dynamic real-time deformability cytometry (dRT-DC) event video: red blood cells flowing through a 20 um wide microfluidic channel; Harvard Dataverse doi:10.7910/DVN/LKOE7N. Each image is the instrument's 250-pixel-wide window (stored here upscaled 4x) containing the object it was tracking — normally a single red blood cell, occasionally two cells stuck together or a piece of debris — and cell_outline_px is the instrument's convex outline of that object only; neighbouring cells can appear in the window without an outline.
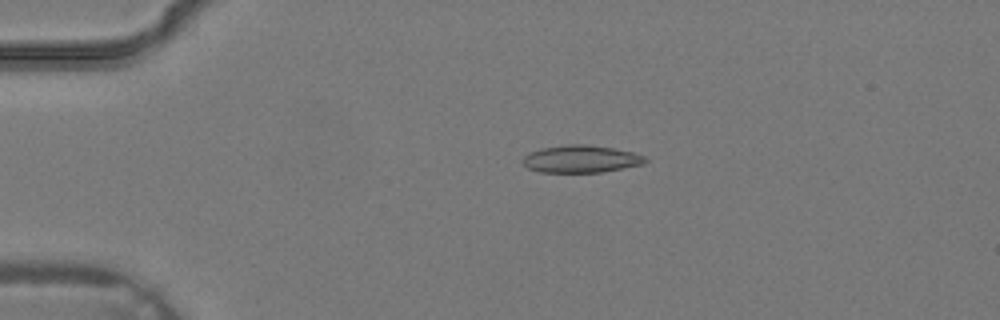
{"species": "common noctule bat (a hibernating species)", "species_latin": "Nyctalus noctula", "temperature_condition": "warm", "stored_images_in_passage": 24, "camera_frame_rate_fps": 3000, "um_per_image_px": 0.085, "animal": {"sex": "male", "body_mass_g": 19.2, "forearm_length_mm": 51.8}, "frame": {"image": 1, "passage_image": 9, "time_ms": 2.667, "image_size_px": [1000, 320], "cell_outline_px": [[648, 160], [644, 164], [600, 172], [540, 172], [528, 168], [520, 160], [528, 152], [540, 148], [568, 144], [588, 144], [612, 148], [632, 152], [644, 156]], "centroid_in_image_um": [49.34, 13.5], "position_along_channel_um": 35.7, "area_um2": 19.59}}
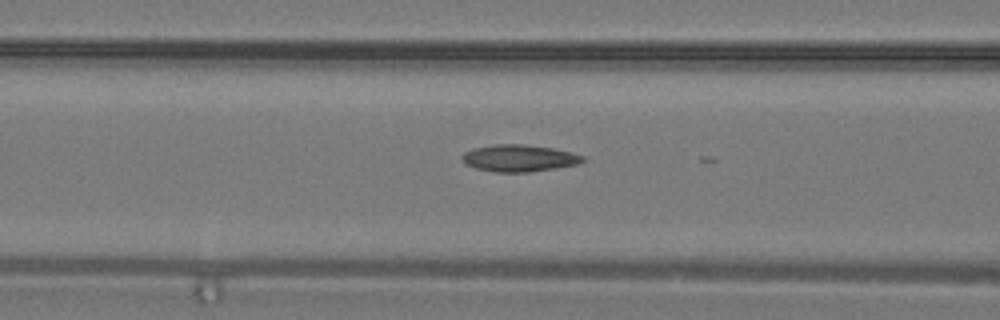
{"frame": {"image": 2, "passage_image": 16, "time_ms": 5.0, "image_size_px": [1000, 320], "cell_outline_px": [[588, 160], [580, 164], [556, 168], [528, 172], [496, 172], [476, 168], [468, 164], [460, 156], [464, 152], [472, 148], [496, 144], [528, 144], [552, 148], [572, 152], [584, 156]], "centroid_in_image_um": [44.19, 13.43], "position_along_channel_um": 122.4, "area_um2": 19.07}}
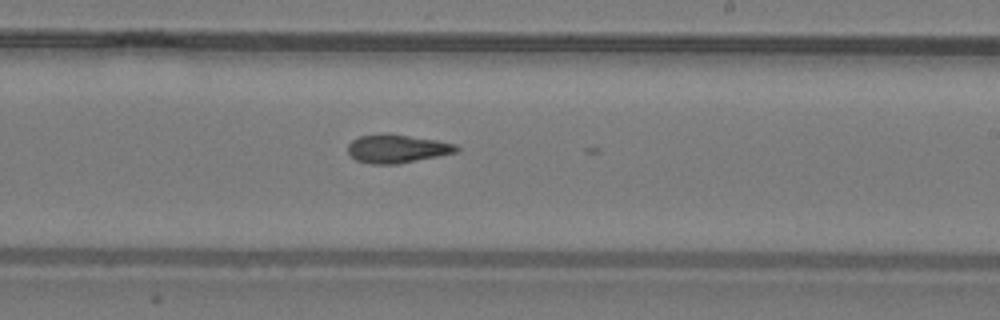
{"frame": {"image": 3, "passage_image": 23, "time_ms": 7.333, "image_size_px": [1000, 320], "cell_outline_px": [[460, 152], [440, 156], [396, 164], [372, 164], [356, 160], [348, 152], [348, 144], [352, 140], [360, 136], [408, 136], [436, 140], [456, 144], [460, 148]], "centroid_in_image_um": [33.82, 12.68], "position_along_channel_um": 255.2, "area_um2": 17.4}}